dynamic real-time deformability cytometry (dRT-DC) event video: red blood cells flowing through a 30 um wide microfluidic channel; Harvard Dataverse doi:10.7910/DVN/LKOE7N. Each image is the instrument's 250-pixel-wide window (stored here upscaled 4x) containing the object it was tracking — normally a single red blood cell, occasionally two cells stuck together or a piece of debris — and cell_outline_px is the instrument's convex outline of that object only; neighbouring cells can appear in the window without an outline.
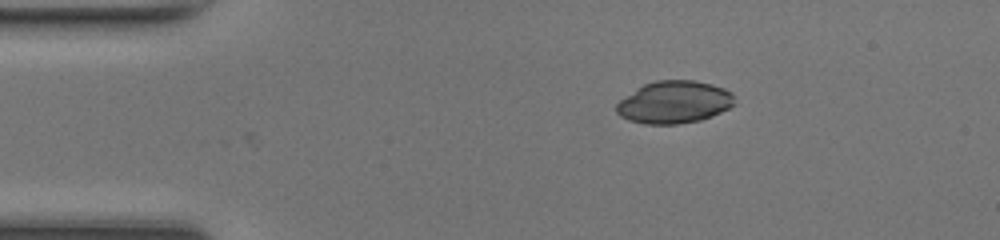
{"species": "common noctule bat (a hibernating species)", "species_latin": "Nyctalus noctula", "temperature_condition": "room temperature", "stored_images_in_passage": 4, "camera_frame_rate_fps": 3000, "um_per_image_px": 0.085, "animal": {"sex": "female", "body_mass_g": 17.0, "forearm_length_mm": 48.0}, "frame": {"image": 1, "passage_image": 4, "time_ms": 1.0, "image_size_px": [1000, 240], "cell_outline_px": [[736, 104], [712, 116], [700, 120], [676, 124], [644, 124], [628, 120], [620, 116], [616, 112], [616, 104], [620, 100], [644, 84], [656, 80], [692, 80], [712, 84], [724, 88], [732, 92]], "centroid_in_image_um": [57.32, 8.69], "position_along_channel_um": 27.7, "area_um2": 29.19}}